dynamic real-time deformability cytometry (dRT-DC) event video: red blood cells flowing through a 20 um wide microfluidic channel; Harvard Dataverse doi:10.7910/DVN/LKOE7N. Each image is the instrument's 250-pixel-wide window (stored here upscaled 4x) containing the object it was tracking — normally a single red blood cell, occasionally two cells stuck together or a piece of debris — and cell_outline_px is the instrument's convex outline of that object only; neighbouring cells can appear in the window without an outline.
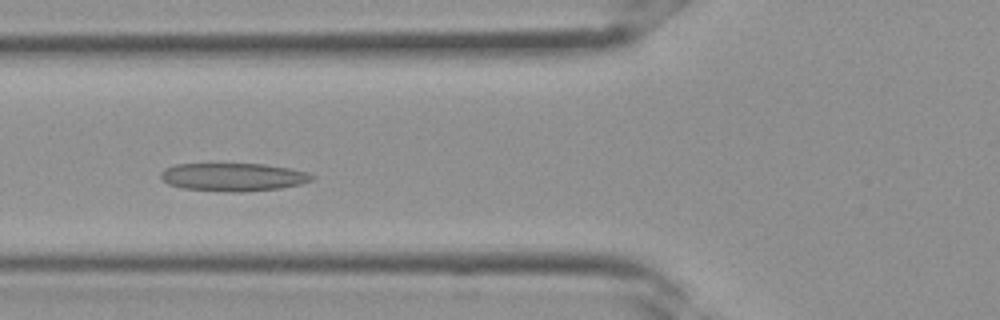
{"species": "Egyptian fruit bat (a non-hibernating species)", "species_latin": "Rousettus aegyptiacus", "temperature_condition": "room temperature", "stored_images_in_passage": 33, "camera_frame_rate_fps": 3000, "um_per_image_px": 0.085, "frame": {"image": 1, "passage_image": 12, "time_ms": 3.667, "image_size_px": [1000, 320], "cell_outline_px": [[316, 176], [312, 180], [300, 184], [280, 188], [236, 192], [232, 192], [184, 188], [168, 184], [160, 176], [160, 172], [164, 168], [176, 164], [264, 164], [292, 168], [308, 172]], "centroid_in_image_um": [19.85, 15.03], "position_along_channel_um": 106.0, "area_um2": 24.68}}
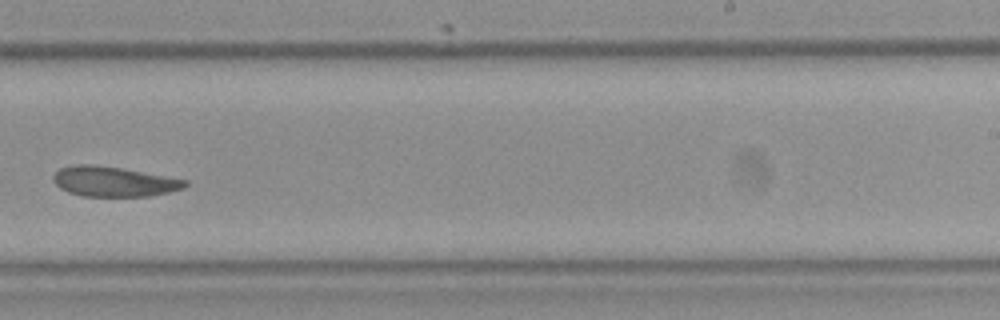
{"frame": {"image": 2, "passage_image": 21, "time_ms": 6.667, "image_size_px": [1000, 320], "cell_outline_px": [[188, 184], [184, 188], [168, 192], [148, 196], [80, 196], [68, 192], [60, 188], [52, 180], [52, 176], [60, 168], [72, 164], [92, 164], [120, 168], [188, 180]], "centroid_in_image_um": [9.63, 15.43], "position_along_channel_um": 279.4, "area_um2": 23.0}}
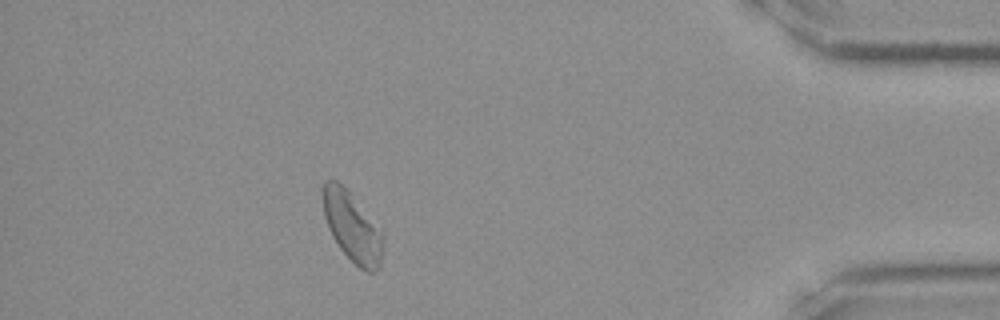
{"frame": {"image": 3, "passage_image": 30, "time_ms": 9.667, "image_size_px": [1000, 320], "cell_outline_px": [[384, 240], [380, 268], [376, 272], [368, 272], [360, 268], [340, 248], [332, 236], [328, 228], [324, 216], [320, 188], [324, 180], [336, 180], [348, 192], [384, 232]], "centroid_in_image_um": [29.93, 19.29], "position_along_channel_um": 405.3, "area_um2": 24.51}}